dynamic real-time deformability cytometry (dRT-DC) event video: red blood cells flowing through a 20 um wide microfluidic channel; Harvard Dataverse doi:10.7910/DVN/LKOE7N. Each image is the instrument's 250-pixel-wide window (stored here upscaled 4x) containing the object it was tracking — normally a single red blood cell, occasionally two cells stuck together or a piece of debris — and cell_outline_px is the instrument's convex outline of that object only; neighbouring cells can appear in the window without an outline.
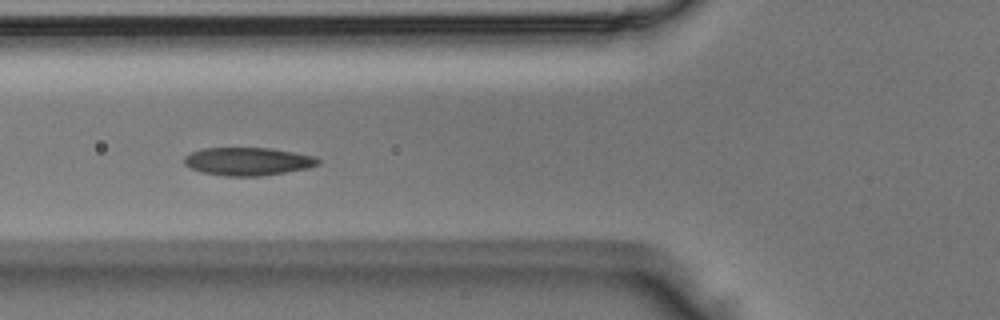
{"species": "Egyptian fruit bat (a non-hibernating species)", "species_latin": "Rousettus aegyptiacus", "temperature_condition": "room temperature", "stored_images_in_passage": 34, "camera_frame_rate_fps": 3000, "um_per_image_px": 0.085, "animal": {"sex": "male"}, "frame": {"image": 1, "passage_image": 3, "time_ms": 0.667, "image_size_px": [1000, 320], "cell_outline_px": [[320, 164], [308, 168], [260, 176], [224, 176], [200, 172], [184, 164], [184, 156], [192, 152], [204, 148], [268, 148], [316, 156], [320, 160]], "centroid_in_image_um": [21.06, 13.72], "position_along_channel_um": 104.7, "area_um2": 21.79}}
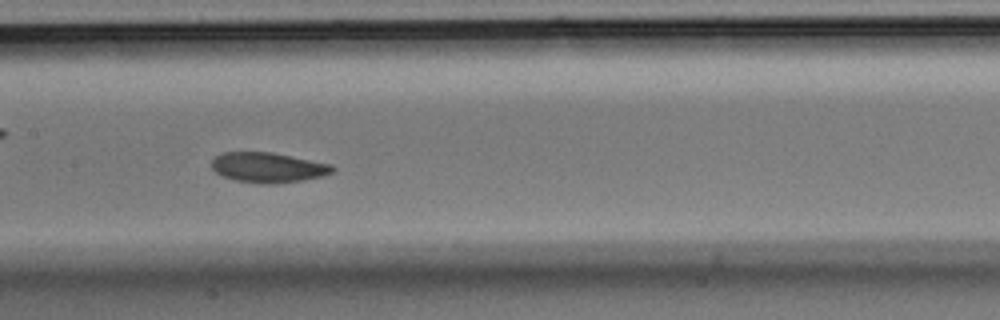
{"frame": {"image": 2, "passage_image": 9, "time_ms": 2.667, "image_size_px": [1000, 320], "cell_outline_px": [[336, 168], [332, 172], [324, 176], [304, 180], [276, 184], [264, 184], [236, 180], [224, 176], [216, 172], [212, 168], [212, 160], [216, 156], [224, 152], [272, 152], [332, 164]], "centroid_in_image_um": [22.83, 14.24], "position_along_channel_um": 184.6, "area_um2": 21.21}}
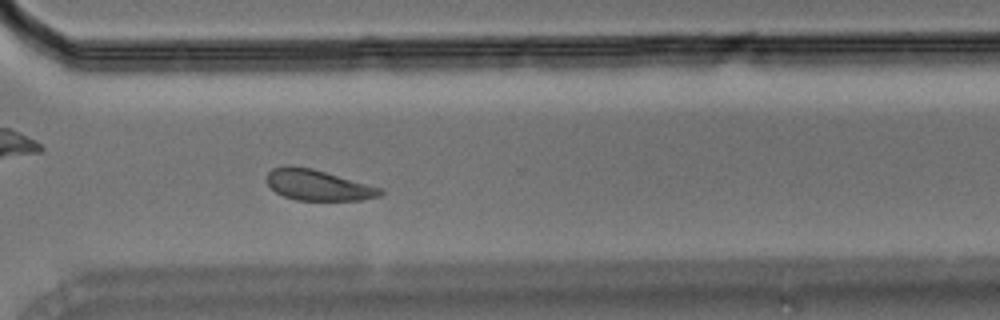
{"frame": {"image": 3, "passage_image": 21, "time_ms": 6.667, "image_size_px": [1000, 320], "cell_outline_px": [[384, 192], [380, 196], [360, 200], [296, 200], [284, 196], [276, 192], [268, 184], [268, 172], [272, 168], [284, 164], [292, 164], [312, 168], [384, 188]], "centroid_in_image_um": [27.04, 15.71], "position_along_channel_um": 343.6, "area_um2": 20.58}}